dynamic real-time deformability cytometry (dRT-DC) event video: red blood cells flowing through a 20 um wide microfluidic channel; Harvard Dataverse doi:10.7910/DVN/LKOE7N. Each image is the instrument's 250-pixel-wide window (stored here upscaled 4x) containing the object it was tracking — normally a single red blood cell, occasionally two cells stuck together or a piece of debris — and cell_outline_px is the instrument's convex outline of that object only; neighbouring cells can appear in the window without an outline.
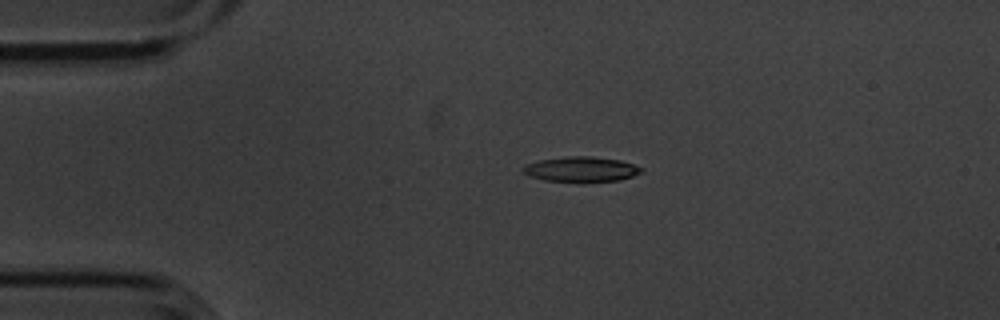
{"species": "common noctule bat (a hibernating species)", "species_latin": "Nyctalus noctula", "temperature_condition": "cold", "stored_images_in_passage": 5, "camera_frame_rate_fps": 3000, "um_per_image_px": 0.085, "animal": {"sex": "male", "body_mass_g": 20.1, "forearm_length_mm": 53.5}, "frame": {"image": 1, "passage_image": 4, "time_ms": 1.0, "image_size_px": [1000, 320], "cell_outline_px": [[644, 172], [620, 180], [580, 184], [544, 180], [532, 176], [524, 172], [524, 164], [540, 160], [564, 156], [592, 156], [620, 160], [644, 168]], "centroid_in_image_um": [49.44, 14.41], "position_along_channel_um": 35.6, "area_um2": 17.86}}